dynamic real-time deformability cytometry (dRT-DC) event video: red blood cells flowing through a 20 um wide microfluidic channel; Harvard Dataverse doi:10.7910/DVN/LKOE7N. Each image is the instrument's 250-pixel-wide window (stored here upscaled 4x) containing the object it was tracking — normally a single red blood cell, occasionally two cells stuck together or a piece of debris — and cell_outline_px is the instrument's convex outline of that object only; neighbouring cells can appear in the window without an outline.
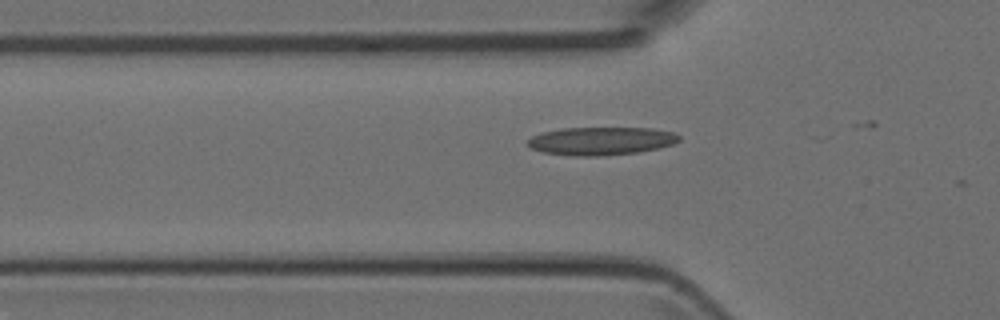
{"species": "Egyptian fruit bat (a non-hibernating species)", "species_latin": "Rousettus aegyptiacus", "temperature_condition": "room temperature", "stored_images_in_passage": 4, "camera_frame_rate_fps": 3000, "um_per_image_px": 0.085, "animal": {"sex": "female"}, "frame": {"image": 1, "passage_image": 2, "time_ms": 0.333, "image_size_px": [1000, 320], "cell_outline_px": [[680, 140], [672, 144], [656, 148], [636, 152], [600, 156], [572, 156], [544, 152], [532, 148], [528, 144], [528, 140], [532, 136], [540, 132], [560, 128], [652, 128], [672, 132], [680, 136]], "centroid_in_image_um": [51.06, 11.97], "position_along_channel_um": 74.7, "area_um2": 24.62}}